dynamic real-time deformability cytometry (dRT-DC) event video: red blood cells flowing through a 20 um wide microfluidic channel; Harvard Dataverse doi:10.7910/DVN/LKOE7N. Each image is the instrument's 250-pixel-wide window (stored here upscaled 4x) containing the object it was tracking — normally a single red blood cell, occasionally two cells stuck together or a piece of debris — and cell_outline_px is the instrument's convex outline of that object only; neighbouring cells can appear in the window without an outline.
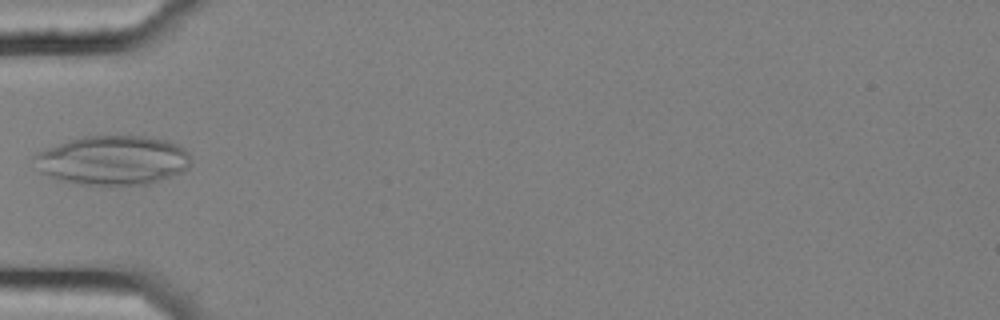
{"species": "common noctule bat (a hibernating species)", "species_latin": "Nyctalus noctula", "temperature_condition": "cold", "stored_images_in_passage": 5, "camera_frame_rate_fps": 3000, "um_per_image_px": 0.085, "animal": {"sex": "female", "body_mass_g": 25.1}, "frame": {"image": 1, "passage_image": 4, "time_ms": 1.0, "image_size_px": [1000, 320], "cell_outline_px": [[192, 164], [184, 172], [148, 184], [80, 184], [56, 180], [40, 172], [32, 156], [36, 152], [80, 136], [144, 136], [168, 140], [184, 148], [188, 152]], "centroid_in_image_um": [9.6, 13.62], "position_along_channel_um": 75.4, "area_um2": 45.2}}